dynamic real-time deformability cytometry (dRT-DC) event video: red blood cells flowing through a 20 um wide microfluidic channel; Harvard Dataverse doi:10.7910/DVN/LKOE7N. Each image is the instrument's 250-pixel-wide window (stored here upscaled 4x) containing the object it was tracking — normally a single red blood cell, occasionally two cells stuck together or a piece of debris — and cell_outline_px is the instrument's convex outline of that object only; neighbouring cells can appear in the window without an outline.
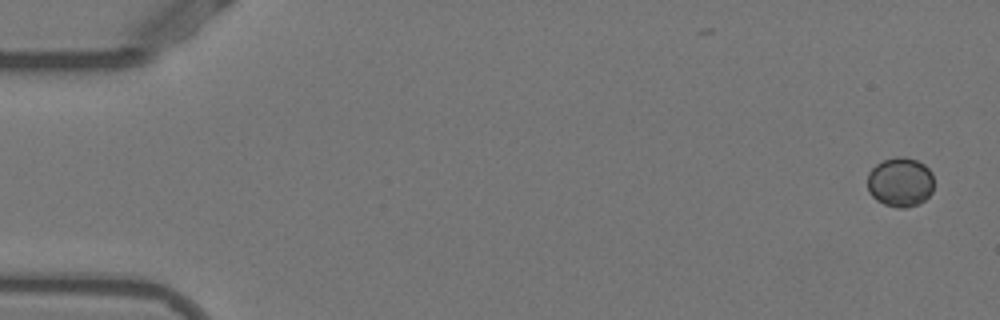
{"species": "Egyptian fruit bat (a non-hibernating species)", "species_latin": "Rousettus aegyptiacus", "temperature_condition": "warm", "stored_images_in_passage": 52, "camera_frame_rate_fps": 3000, "um_per_image_px": 0.085, "animal": {"sex": "female"}, "frame": {"image": 1, "passage_image": 1, "time_ms": 0.0, "image_size_px": [1000, 320], "cell_outline_px": [[932, 192], [920, 204], [904, 208], [896, 208], [884, 204], [876, 200], [868, 192], [868, 172], [876, 164], [884, 160], [896, 156], [904, 156], [916, 160], [924, 164], [932, 172]], "centroid_in_image_um": [76.51, 15.48], "position_along_channel_um": 8.5, "area_um2": 19.31}}
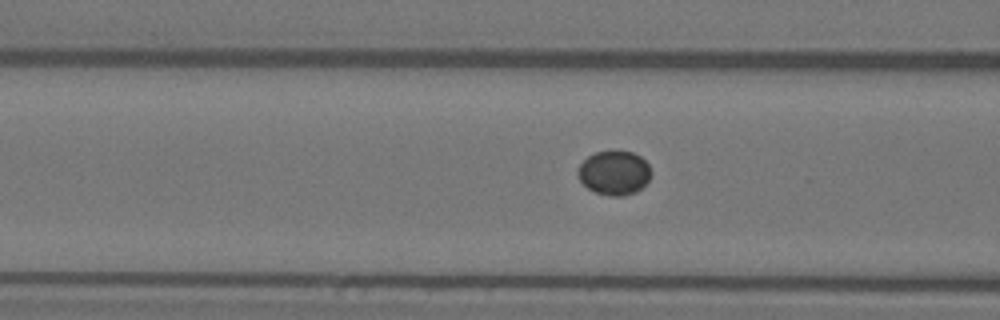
{"frame": {"image": 2, "passage_image": 20, "time_ms": 6.333, "image_size_px": [1000, 320], "cell_outline_px": [[652, 176], [636, 192], [624, 196], [608, 196], [596, 192], [588, 188], [580, 180], [576, 172], [580, 164], [588, 156], [596, 152], [616, 148], [632, 152], [640, 156], [648, 164], [652, 172]], "centroid_in_image_um": [52.21, 14.65], "position_along_channel_um": 114.4, "area_um2": 19.25}}
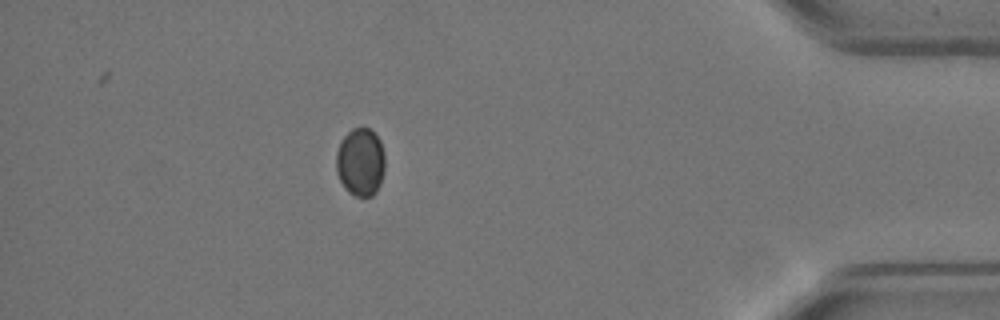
{"frame": {"image": 3, "passage_image": 46, "time_ms": 15.0, "image_size_px": [1000, 320], "cell_outline_px": [[384, 172], [380, 184], [376, 192], [372, 196], [356, 196], [348, 192], [344, 188], [336, 172], [336, 152], [340, 140], [352, 128], [368, 128], [380, 140], [384, 152]], "centroid_in_image_um": [30.63, 13.78], "position_along_channel_um": 404.6, "area_um2": 19.48}}